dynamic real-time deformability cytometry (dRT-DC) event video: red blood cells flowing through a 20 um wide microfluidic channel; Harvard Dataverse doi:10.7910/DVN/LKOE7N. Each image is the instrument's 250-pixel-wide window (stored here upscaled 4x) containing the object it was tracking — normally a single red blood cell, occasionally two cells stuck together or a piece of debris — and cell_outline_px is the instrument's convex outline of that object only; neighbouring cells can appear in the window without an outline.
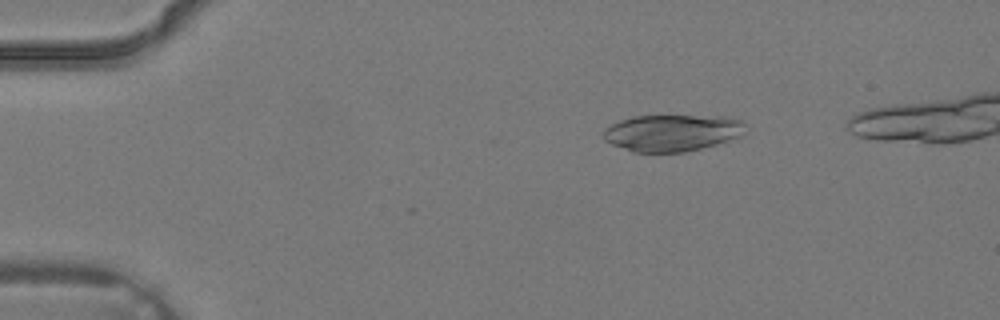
{"species": "common noctule bat (a hibernating species)", "species_latin": "Nyctalus noctula", "temperature_condition": "warm", "stored_images_in_passage": 4, "camera_frame_rate_fps": 3000, "um_per_image_px": 0.085, "animal": {"sex": "male", "body_mass_g": 19.2, "forearm_length_mm": 51.8}, "frame": {"image": 1, "passage_image": 2, "time_ms": 0.333, "image_size_px": [1000, 320], "cell_outline_px": [[748, 132], [740, 136], [716, 144], [684, 152], [632, 152], [612, 144], [604, 140], [604, 128], [620, 120], [632, 116], [724, 116], [744, 120], [748, 124]], "centroid_in_image_um": [57.19, 11.28], "position_along_channel_um": 27.8, "area_um2": 30.69}}